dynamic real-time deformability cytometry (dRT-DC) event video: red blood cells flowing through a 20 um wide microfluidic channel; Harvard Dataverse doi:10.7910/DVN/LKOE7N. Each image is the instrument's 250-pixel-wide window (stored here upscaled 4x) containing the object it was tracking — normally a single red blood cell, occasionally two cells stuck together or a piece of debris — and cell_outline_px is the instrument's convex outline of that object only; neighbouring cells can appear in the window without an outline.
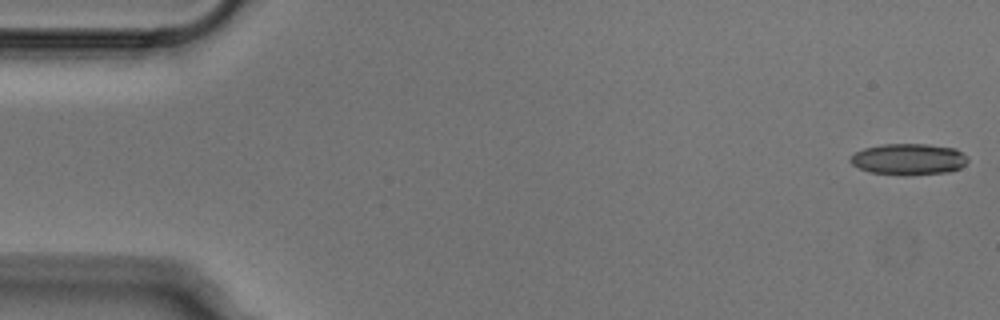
{"species": "Egyptian fruit bat (a non-hibernating species)", "species_latin": "Rousettus aegyptiacus", "temperature_condition": "cold", "stored_images_in_passage": 51, "camera_frame_rate_fps": 3000, "um_per_image_px": 0.085, "animal": {"sex": "male"}, "frame": {"image": 1, "passage_image": 1, "time_ms": 0.0, "image_size_px": [1000, 320], "cell_outline_px": [[968, 160], [960, 168], [948, 172], [904, 176], [872, 172], [860, 168], [852, 164], [848, 160], [856, 152], [864, 148], [884, 144], [928, 144], [956, 148]], "centroid_in_image_um": [77.23, 13.54], "position_along_channel_um": 7.8, "area_um2": 21.33}}
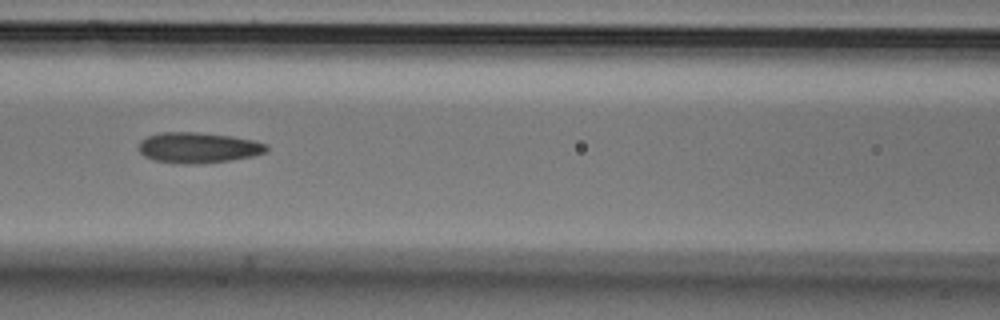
{"frame": {"image": 2, "passage_image": 22, "time_ms": 7.0, "image_size_px": [1000, 320], "cell_outline_px": [[268, 152], [252, 156], [228, 160], [200, 164], [184, 164], [152, 160], [144, 156], [140, 152], [140, 140], [148, 136], [160, 132], [196, 132], [232, 136], [252, 140], [268, 144]], "centroid_in_image_um": [16.85, 12.55], "position_along_channel_um": 149.7, "area_um2": 22.83}}
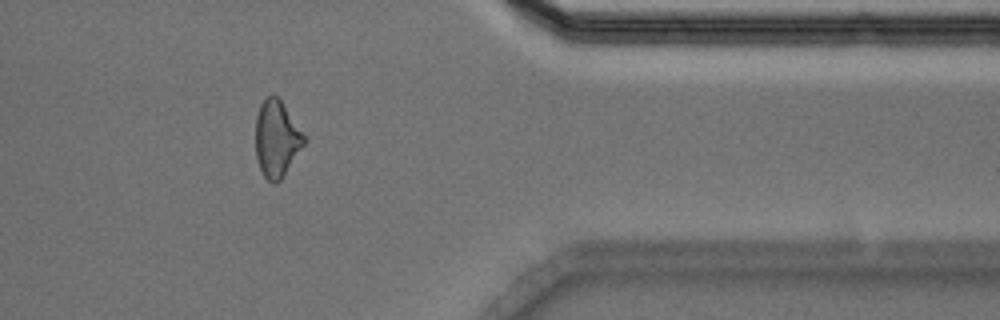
{"frame": {"image": 3, "passage_image": 42, "time_ms": 13.667, "image_size_px": [1000, 320], "cell_outline_px": [[308, 140], [280, 180], [276, 184], [272, 184], [264, 176], [260, 168], [256, 156], [256, 116], [260, 104], [272, 92], [280, 100], [304, 132]], "centroid_in_image_um": [23.53, 11.79], "position_along_channel_um": 387.9, "area_um2": 21.73}}